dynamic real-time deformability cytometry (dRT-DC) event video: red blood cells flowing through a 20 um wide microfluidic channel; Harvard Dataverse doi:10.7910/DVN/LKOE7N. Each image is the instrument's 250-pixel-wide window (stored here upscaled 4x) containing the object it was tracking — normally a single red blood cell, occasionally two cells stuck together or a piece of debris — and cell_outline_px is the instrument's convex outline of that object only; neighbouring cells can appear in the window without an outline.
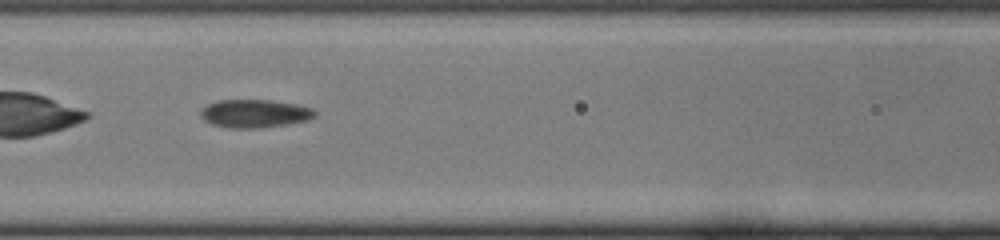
{"species": "common noctule bat (a hibernating species)", "species_latin": "Nyctalus noctula", "temperature_condition": "cold", "stored_images_in_passage": 32, "camera_frame_rate_fps": 3000, "um_per_image_px": 0.085, "animal": {"sex": "female", "body_mass_g": 22.0, "forearm_length_mm": 56.7}, "frame": {"image": 1, "passage_image": 9, "time_ms": 2.667, "image_size_px": [1000, 240], "cell_outline_px": [[316, 116], [308, 120], [284, 124], [256, 128], [232, 128], [212, 124], [204, 120], [200, 116], [200, 112], [208, 104], [220, 100], [268, 100], [296, 104], [312, 108], [316, 112]], "centroid_in_image_um": [21.65, 9.65], "position_along_channel_um": 145.0, "area_um2": 18.5}}
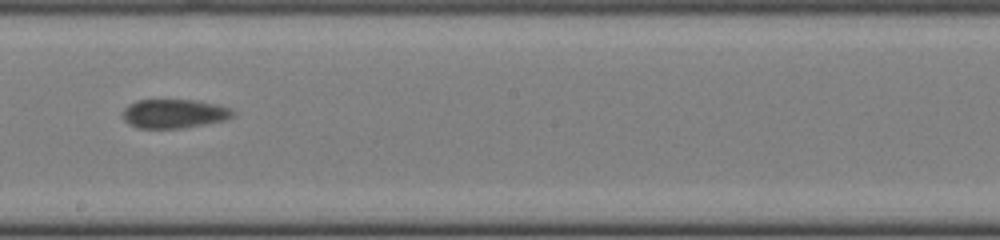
{"frame": {"image": 2, "passage_image": 15, "time_ms": 4.667, "image_size_px": [1000, 240], "cell_outline_px": [[236, 112], [232, 116], [224, 120], [204, 124], [180, 128], [136, 128], [128, 124], [124, 120], [124, 108], [128, 104], [136, 100], [192, 100], [212, 104], [228, 108]], "centroid_in_image_um": [14.74, 9.66], "position_along_channel_um": 233.5, "area_um2": 18.32}}
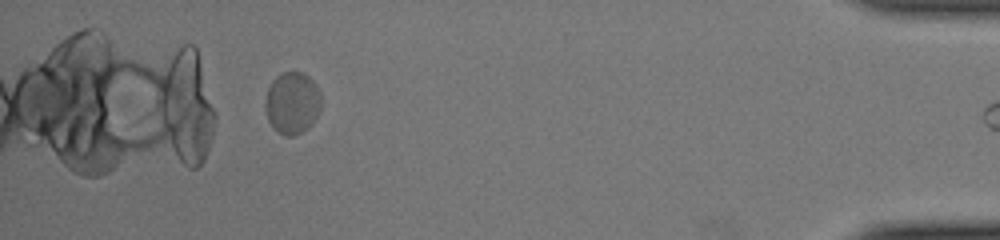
{"frame": {"image": 3, "passage_image": 31, "time_ms": 10.0, "image_size_px": [1000, 240], "cell_outline_px": [[320, 112], [312, 124], [308, 128], [292, 136], [284, 136], [276, 132], [272, 128], [268, 120], [264, 108], [264, 104], [268, 88], [272, 80], [276, 76], [284, 72], [304, 72], [316, 84], [320, 92]], "centroid_in_image_um": [24.83, 8.76], "position_along_channel_um": 410.4, "area_um2": 20.52}}